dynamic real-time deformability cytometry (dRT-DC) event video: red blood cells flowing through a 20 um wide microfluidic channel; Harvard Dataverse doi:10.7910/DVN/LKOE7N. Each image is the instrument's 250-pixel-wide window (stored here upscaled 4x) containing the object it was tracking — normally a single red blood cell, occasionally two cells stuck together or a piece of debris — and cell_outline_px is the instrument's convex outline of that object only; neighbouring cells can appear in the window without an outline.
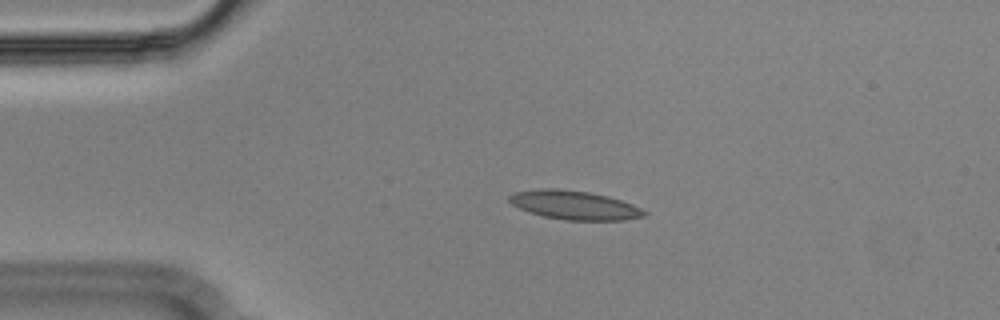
{"species": "Egyptian fruit bat (a non-hibernating species)", "species_latin": "Rousettus aegyptiacus", "temperature_condition": "cold", "stored_images_in_passage": 45, "camera_frame_rate_fps": 3000, "um_per_image_px": 0.085, "animal": {"sex": "male"}, "frame": {"image": 1, "passage_image": 2, "time_ms": 0.333, "image_size_px": [1000, 320], "cell_outline_px": [[648, 212], [644, 216], [624, 220], [564, 220], [544, 216], [528, 212], [512, 204], [508, 200], [508, 196], [512, 192], [544, 188], [556, 188], [588, 192], [608, 196], [632, 204]], "centroid_in_image_um": [48.79, 17.43], "position_along_channel_um": 36.2, "area_um2": 22.66}}
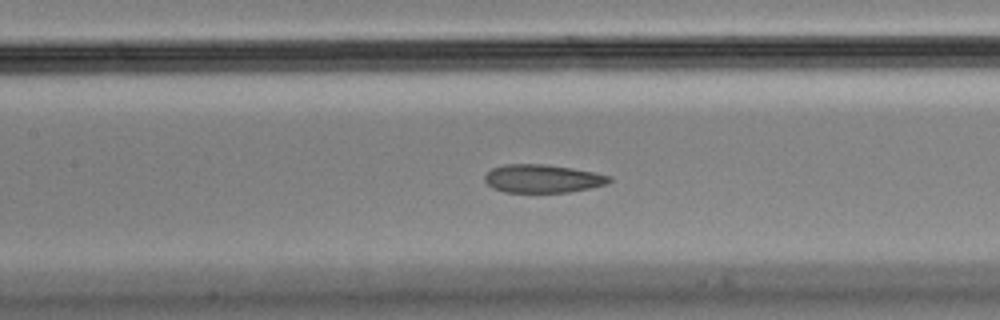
{"frame": {"image": 2, "passage_image": 15, "time_ms": 4.667, "image_size_px": [1000, 320], "cell_outline_px": [[612, 180], [608, 184], [568, 192], [504, 192], [492, 188], [484, 180], [484, 176], [492, 168], [504, 164], [544, 164], [572, 168], [612, 176]], "centroid_in_image_um": [46.11, 15.18], "position_along_channel_um": 161.3, "area_um2": 20.46}}
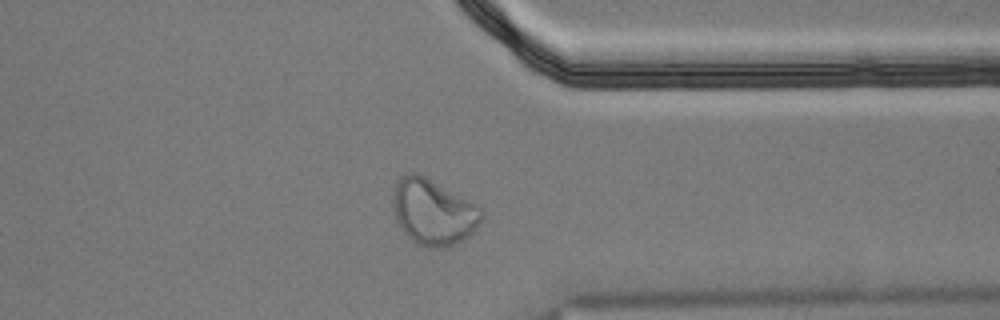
{"frame": {"image": 3, "passage_image": 33, "time_ms": 10.667, "image_size_px": [1000, 320], "cell_outline_px": [[484, 216], [472, 232], [468, 236], [444, 248], [428, 248], [416, 244], [404, 232], [396, 220], [392, 204], [392, 196], [396, 180], [400, 176], [412, 172], [416, 172], [424, 176], [484, 208]], "centroid_in_image_um": [36.81, 18.01], "position_along_channel_um": 374.6, "area_um2": 34.04}, "authors_computed_cell_mechanics": {"area_um2": 22.6576, "velocity_mm_per_s": 3.617, "shape_relaxation_time_tau1_ms": null, "shape_relaxation_time_tau2_ms": 1.9135, "deformation_change_tau1": null, "deformation_change_tau2": 0.0688}}